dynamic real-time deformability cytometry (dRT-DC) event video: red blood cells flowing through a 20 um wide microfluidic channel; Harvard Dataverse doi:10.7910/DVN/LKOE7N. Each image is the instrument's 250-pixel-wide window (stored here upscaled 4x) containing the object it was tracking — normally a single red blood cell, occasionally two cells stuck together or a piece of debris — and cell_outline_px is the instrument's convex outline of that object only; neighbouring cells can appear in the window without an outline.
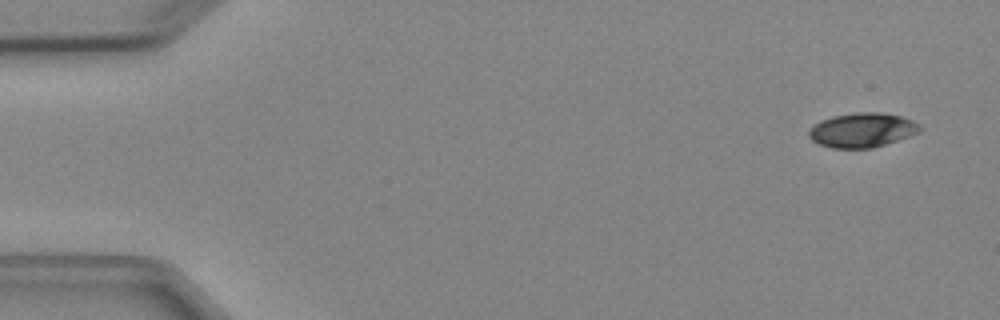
{"species": "Egyptian fruit bat (a non-hibernating species)", "species_latin": "Rousettus aegyptiacus", "temperature_condition": "cold", "stored_images_in_passage": 5, "camera_frame_rate_fps": 3000, "um_per_image_px": 0.085, "animal": {"sex": "female"}, "frame": {"image": 1, "passage_image": 1, "time_ms": 0.0, "image_size_px": [1000, 320], "cell_outline_px": [[920, 132], [872, 148], [832, 148], [820, 144], [812, 140], [808, 136], [808, 132], [820, 120], [832, 116], [856, 112], [880, 112], [900, 116], [912, 120], [920, 124]], "centroid_in_image_um": [73.28, 11.05], "position_along_channel_um": 11.7, "area_um2": 22.08}}
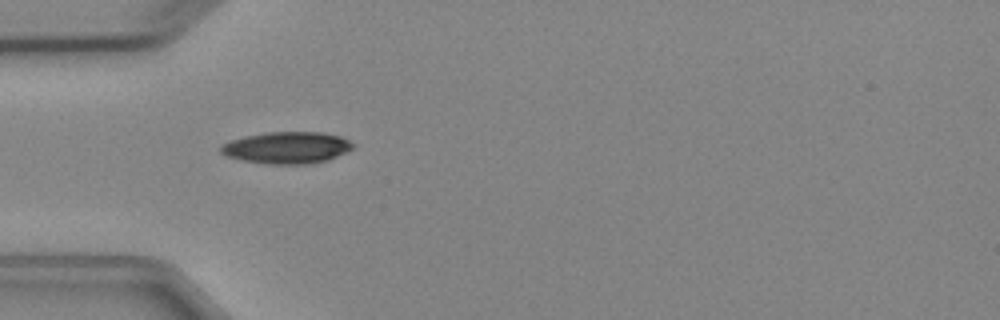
{"frame": {"image": 2, "passage_image": 4, "time_ms": 4.333, "image_size_px": [1000, 320], "cell_outline_px": [[356, 144], [348, 152], [328, 160], [308, 164], [264, 164], [244, 160], [228, 156], [220, 152], [220, 148], [224, 144], [232, 140], [244, 136], [268, 132], [324, 132], [340, 136]], "centroid_in_image_um": [24.44, 12.55], "position_along_channel_um": 60.6, "area_um2": 24.51}}